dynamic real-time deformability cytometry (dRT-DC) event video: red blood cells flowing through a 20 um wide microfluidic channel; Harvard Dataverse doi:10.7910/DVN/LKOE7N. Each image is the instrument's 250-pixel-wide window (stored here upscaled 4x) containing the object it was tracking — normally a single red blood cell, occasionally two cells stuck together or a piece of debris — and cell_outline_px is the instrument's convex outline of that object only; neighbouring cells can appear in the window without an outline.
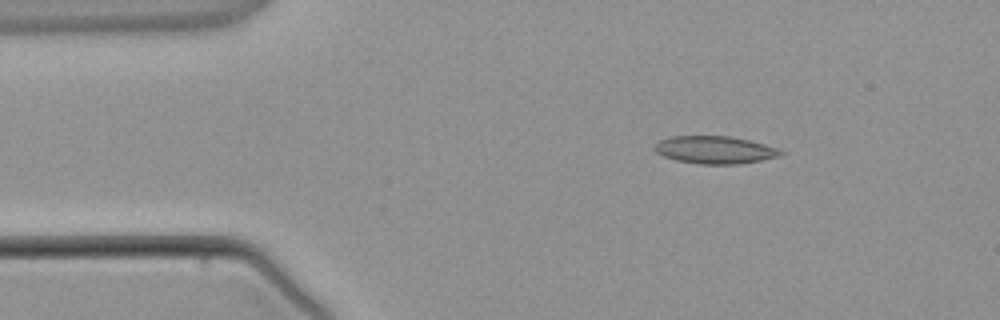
{"species": "common noctule bat (a hibernating species)", "species_latin": "Nyctalus noctula", "temperature_condition": "warm", "stored_images_in_passage": 3, "camera_frame_rate_fps": 3000, "um_per_image_px": 0.085, "animal": {"sex": "male", "body_mass_g": 21.5, "forearm_length_mm": 52.0}, "frame": {"image": 1, "passage_image": 1, "time_ms": 0.0, "image_size_px": [1000, 320], "cell_outline_px": [[784, 156], [740, 164], [700, 164], [676, 160], [664, 156], [656, 152], [652, 148], [652, 144], [660, 140], [672, 136], [728, 136], [748, 140], [764, 144], [776, 148], [784, 152]], "centroid_in_image_um": [60.75, 12.74], "position_along_channel_um": 24.2, "area_um2": 20.4}}
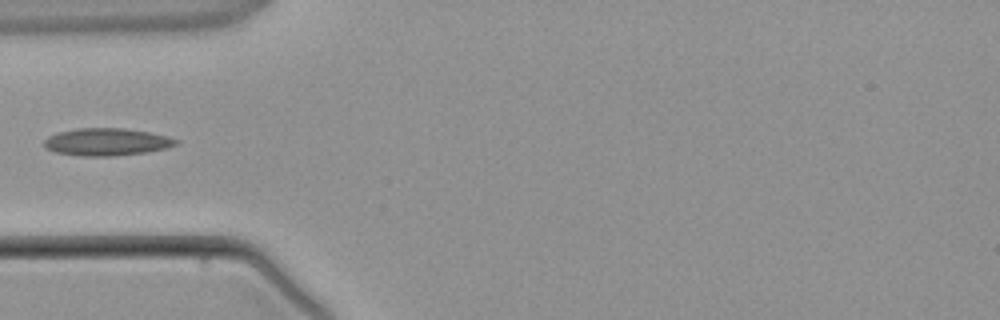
{"frame": {"image": 2, "passage_image": 3, "time_ms": 2.333, "image_size_px": [1000, 320], "cell_outline_px": [[180, 140], [176, 144], [168, 148], [148, 152], [112, 156], [80, 156], [56, 152], [44, 148], [44, 140], [48, 136], [60, 132], [80, 128], [124, 128], [148, 132], [168, 136]], "centroid_in_image_um": [9.09, 12.07], "position_along_channel_um": 75.9, "area_um2": 21.1}}